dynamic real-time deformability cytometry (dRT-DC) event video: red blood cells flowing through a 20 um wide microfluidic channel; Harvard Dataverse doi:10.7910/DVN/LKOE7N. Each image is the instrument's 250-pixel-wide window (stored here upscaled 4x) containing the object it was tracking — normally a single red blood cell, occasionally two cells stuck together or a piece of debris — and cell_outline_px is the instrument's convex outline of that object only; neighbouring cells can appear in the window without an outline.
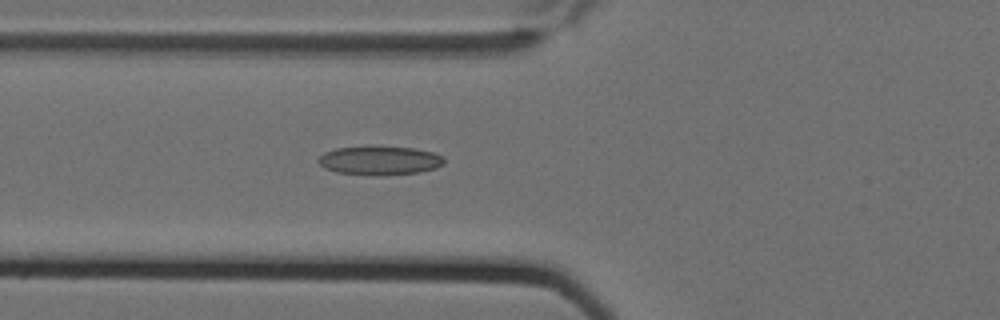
{"species": "Egyptian fruit bat (a non-hibernating species)", "species_latin": "Rousettus aegyptiacus", "temperature_condition": "cold", "stored_images_in_passage": 6, "camera_frame_rate_fps": 3000, "um_per_image_px": 0.085, "animal": {"sex": "female"}, "frame": {"image": 1, "passage_image": 6, "time_ms": 1.667, "image_size_px": [1000, 320], "cell_outline_px": [[444, 164], [436, 168], [420, 172], [336, 172], [324, 168], [316, 160], [324, 152], [336, 148], [368, 144], [372, 144], [416, 148], [432, 152], [444, 156]], "centroid_in_image_um": [32.27, 13.54], "position_along_channel_um": 93.5, "area_um2": 20.81}}